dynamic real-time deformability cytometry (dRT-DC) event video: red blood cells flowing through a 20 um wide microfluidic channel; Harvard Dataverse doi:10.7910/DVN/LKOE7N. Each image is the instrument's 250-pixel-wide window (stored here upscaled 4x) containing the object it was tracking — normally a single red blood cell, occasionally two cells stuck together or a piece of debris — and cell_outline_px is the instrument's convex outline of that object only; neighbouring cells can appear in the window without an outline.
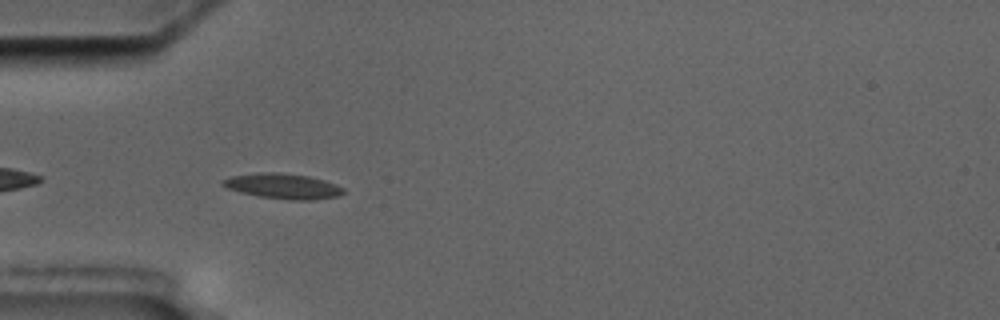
{"species": "common noctule bat (a hibernating species)", "species_latin": "Nyctalus noctula", "temperature_condition": "cold", "stored_images_in_passage": 7, "segment_of_instrument_passage": [2, 2], "camera_frame_rate_fps": 3000, "um_per_image_px": 0.085, "animal": {"sex": "male", "body_mass_g": 17.5, "forearm_length_mm": 52.3}, "frame": {"image": 1, "passage_image": 6, "time_ms": 5.667, "image_size_px": [1000, 320], "cell_outline_px": [[344, 192], [340, 196], [316, 200], [292, 200], [256, 196], [240, 192], [228, 188], [220, 184], [220, 180], [232, 176], [260, 172], [276, 172], [308, 176], [324, 180], [336, 184], [344, 188]], "centroid_in_image_um": [24.06, 15.83], "position_along_channel_um": 60.9, "area_um2": 17.92}}
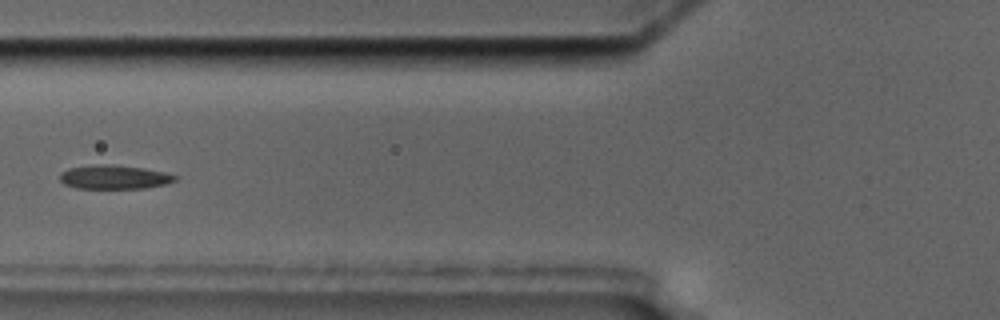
{"frame": {"image": 2, "passage_image": 7, "time_ms": 7.333, "image_size_px": [1000, 320], "cell_outline_px": [[176, 180], [164, 184], [144, 188], [76, 188], [64, 184], [60, 180], [60, 172], [68, 168], [100, 164], [112, 164], [144, 168], [164, 172], [176, 176]], "centroid_in_image_um": [9.67, 15.04], "position_along_channel_um": 116.1, "area_um2": 15.95}}